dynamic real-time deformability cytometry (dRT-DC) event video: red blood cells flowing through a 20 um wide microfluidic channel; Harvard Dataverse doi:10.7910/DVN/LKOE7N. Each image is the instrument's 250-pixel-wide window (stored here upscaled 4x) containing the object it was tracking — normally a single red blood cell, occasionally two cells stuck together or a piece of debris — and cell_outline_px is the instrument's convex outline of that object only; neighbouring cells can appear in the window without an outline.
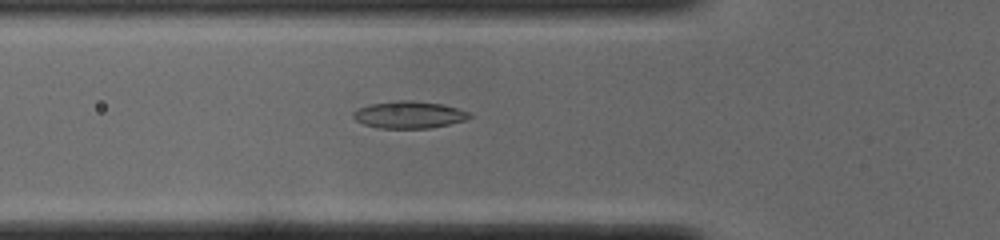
{"species": "common noctule bat (a hibernating species)", "species_latin": "Nyctalus noctula", "temperature_condition": "cold", "stored_images_in_passage": 52, "camera_frame_rate_fps": 3000, "um_per_image_px": 0.085, "animal": {"sex": "male", "body_mass_g": 19.0, "forearm_length_mm": 50.8}, "frame": {"image": 1, "passage_image": 18, "time_ms": 5.667, "image_size_px": [1000, 240], "cell_outline_px": [[472, 116], [468, 120], [428, 128], [380, 128], [364, 124], [356, 120], [352, 116], [352, 112], [356, 108], [372, 104], [392, 100], [412, 100], [444, 104], [468, 112]], "centroid_in_image_um": [34.75, 9.74], "position_along_channel_um": 91.0, "area_um2": 18.44}}
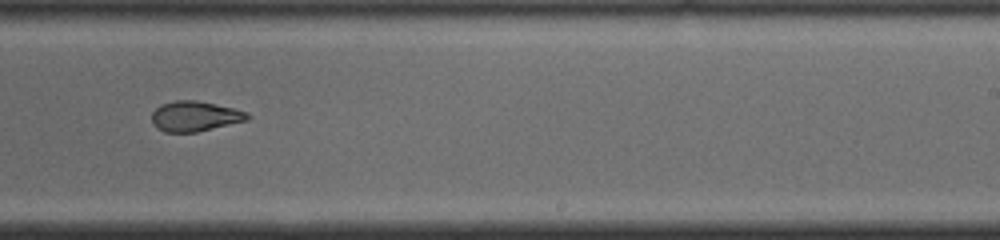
{"frame": {"image": 2, "passage_image": 32, "time_ms": 10.333, "image_size_px": [1000, 240], "cell_outline_px": [[252, 116], [248, 120], [196, 132], [164, 132], [156, 128], [152, 124], [152, 112], [160, 104], [176, 100], [196, 100], [232, 108], [248, 112]], "centroid_in_image_um": [16.55, 9.88], "position_along_channel_um": 272.5, "area_um2": 16.88}}
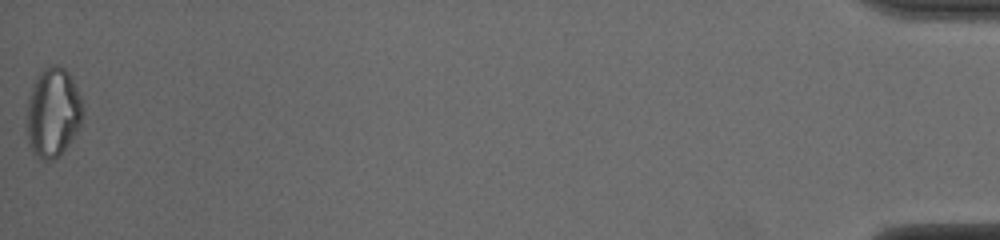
{"frame": {"image": 3, "passage_image": 52, "time_ms": 17.0, "image_size_px": [1000, 240], "cell_outline_px": [[80, 128], [60, 156], [52, 160], [40, 160], [32, 152], [28, 144], [28, 96], [36, 76], [44, 68], [52, 64], [56, 64], [64, 68], [72, 76], [80, 96]], "centroid_in_image_um": [4.49, 9.57], "position_along_channel_um": 430.7, "area_um2": 29.07}, "authors_computed_cell_mechanics": {"area_um2": 18.1203, "velocity_mm_per_s": 3.8891, "shape_relaxation_time_tau1_ms": null, "shape_relaxation_time_tau2_ms": 2.8722, "deformation_change_tau1": null, "deformation_change_tau2": 0.0984}}